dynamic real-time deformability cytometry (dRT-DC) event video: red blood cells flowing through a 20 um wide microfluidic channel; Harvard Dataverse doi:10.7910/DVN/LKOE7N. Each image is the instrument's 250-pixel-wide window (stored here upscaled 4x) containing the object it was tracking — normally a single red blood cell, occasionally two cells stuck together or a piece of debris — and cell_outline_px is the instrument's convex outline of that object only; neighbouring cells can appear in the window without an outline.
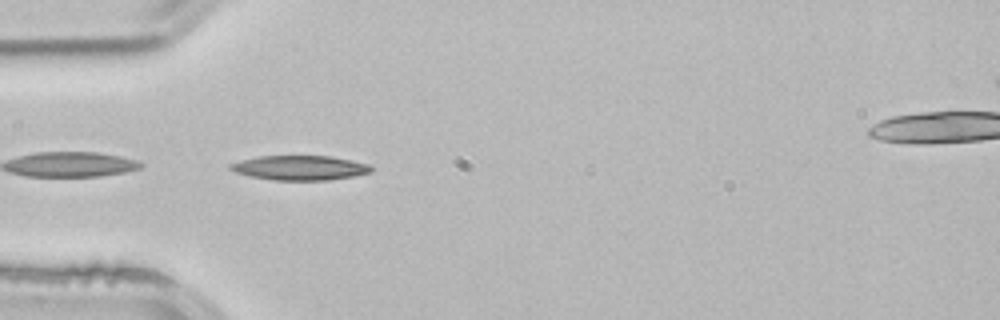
{"species": "common noctule bat (a hibernating species)", "species_latin": "Nyctalus noctula", "temperature_condition": "room temperature", "stored_images_in_passage": 10, "camera_frame_rate_fps": 3000, "um_per_image_px": 0.085, "animal": {"sex": "male", "body_mass_g": 21.5, "forearm_length_mm": 52.0}, "frame": {"image": 1, "passage_image": 5, "time_ms": 1.333, "image_size_px": [1000, 320], "cell_outline_px": [[372, 172], [356, 176], [328, 180], [272, 180], [252, 176], [236, 172], [228, 168], [228, 164], [240, 160], [260, 156], [332, 156], [368, 164], [372, 168]], "centroid_in_image_um": [25.49, 14.26], "position_along_channel_um": 59.5, "area_um2": 20.17}}